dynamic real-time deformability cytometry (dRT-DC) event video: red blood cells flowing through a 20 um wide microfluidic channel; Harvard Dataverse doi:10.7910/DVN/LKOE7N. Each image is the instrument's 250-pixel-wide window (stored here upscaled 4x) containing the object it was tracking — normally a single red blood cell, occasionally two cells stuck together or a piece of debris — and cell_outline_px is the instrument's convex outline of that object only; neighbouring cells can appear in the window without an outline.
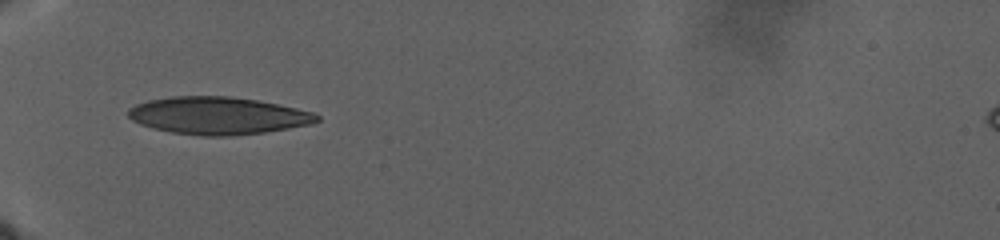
{"species": "human", "species_latin": "Homo sapiens", "temperature_condition": "warm", "stored_images_in_passage": 23, "camera_frame_rate_fps": 3000, "um_per_image_px": 0.085, "donor": {"sex": "male"}, "frame": {"image": 1, "passage_image": 1, "time_ms": 0.0, "image_size_px": [1000, 240], "cell_outline_px": [[320, 120], [312, 124], [264, 132], [232, 136], [200, 136], [172, 132], [152, 128], [140, 124], [132, 120], [128, 116], [128, 108], [136, 104], [148, 100], [172, 96], [232, 96], [256, 100], [316, 112], [320, 116]], "centroid_in_image_um": [18.53, 9.83], "position_along_channel_um": 66.5, "area_um2": 41.33}}
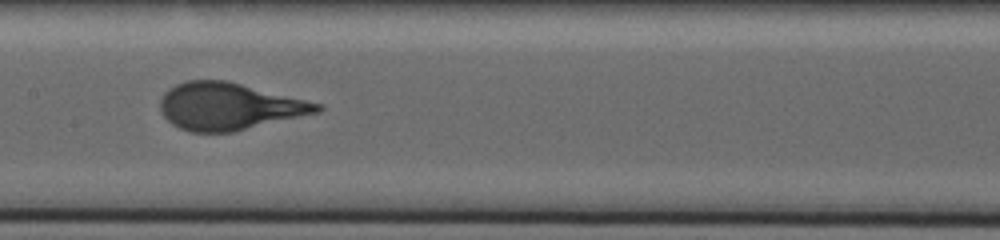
{"frame": {"image": 2, "passage_image": 11, "time_ms": 7.0, "image_size_px": [1000, 240], "cell_outline_px": [[324, 108], [320, 112], [232, 132], [188, 132], [172, 124], [160, 112], [160, 100], [164, 92], [168, 88], [184, 80], [228, 80], [324, 104]], "centroid_in_image_um": [19.47, 9.03], "position_along_channel_um": 187.9, "area_um2": 43.41}}
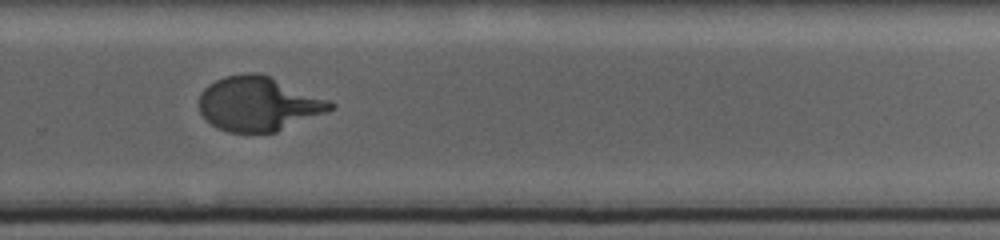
{"frame": {"image": 3, "passage_image": 20, "time_ms": 13.333, "image_size_px": [1000, 240], "cell_outline_px": [[336, 108], [328, 112], [276, 132], [228, 132], [216, 128], [200, 112], [200, 92], [208, 84], [224, 76], [248, 72], [256, 72], [268, 76], [328, 100], [336, 104]], "centroid_in_image_um": [21.96, 8.83], "position_along_channel_um": 307.8, "area_um2": 41.33}}